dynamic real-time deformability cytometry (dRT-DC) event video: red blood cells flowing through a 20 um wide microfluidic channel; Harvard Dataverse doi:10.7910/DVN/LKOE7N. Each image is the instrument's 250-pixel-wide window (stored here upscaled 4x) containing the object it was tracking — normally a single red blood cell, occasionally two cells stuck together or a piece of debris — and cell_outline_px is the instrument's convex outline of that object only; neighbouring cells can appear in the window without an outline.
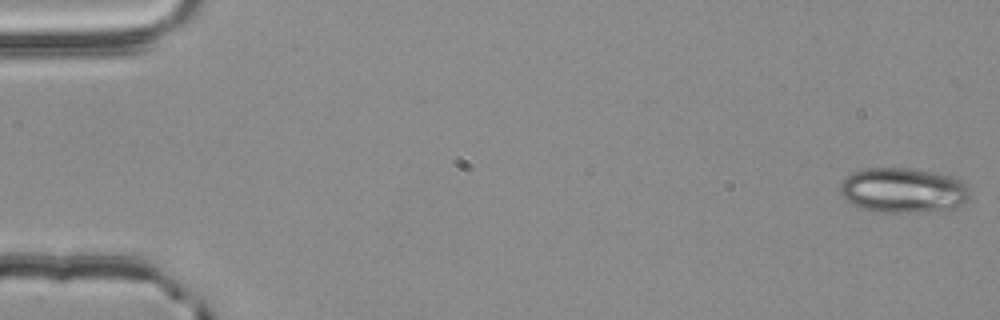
{"species": "common noctule bat (a hibernating species)", "species_latin": "Nyctalus noctula", "temperature_condition": "room temperature", "stored_images_in_passage": 55, "camera_frame_rate_fps": 3000, "um_per_image_px": 0.085, "animal": {"sex": "male", "body_mass_g": 20.4}, "frame": {"image": 1, "passage_image": 1, "time_ms": 0.0, "image_size_px": [1000, 320], "cell_outline_px": [[972, 196], [960, 208], [916, 212], [880, 212], [864, 208], [848, 200], [840, 192], [840, 184], [852, 172], [868, 168], [908, 168], [936, 172], [952, 176], [960, 180], [968, 188]], "centroid_in_image_um": [76.85, 16.17], "position_along_channel_um": 8.1, "area_um2": 33.99}}
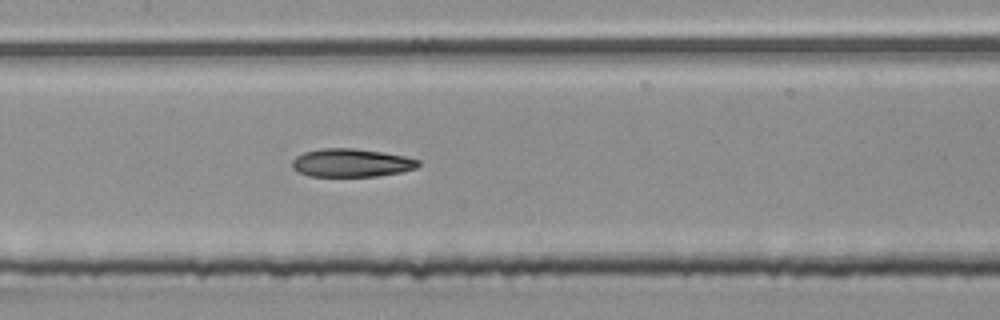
{"frame": {"image": 2, "passage_image": 27, "time_ms": 8.667, "image_size_px": [1000, 320], "cell_outline_px": [[420, 164], [416, 168], [400, 172], [376, 176], [308, 176], [296, 172], [292, 168], [292, 160], [296, 156], [304, 152], [320, 148], [352, 148], [384, 152], [404, 156], [420, 160]], "centroid_in_image_um": [29.83, 13.84], "position_along_channel_um": 177.6, "area_um2": 20.87}}
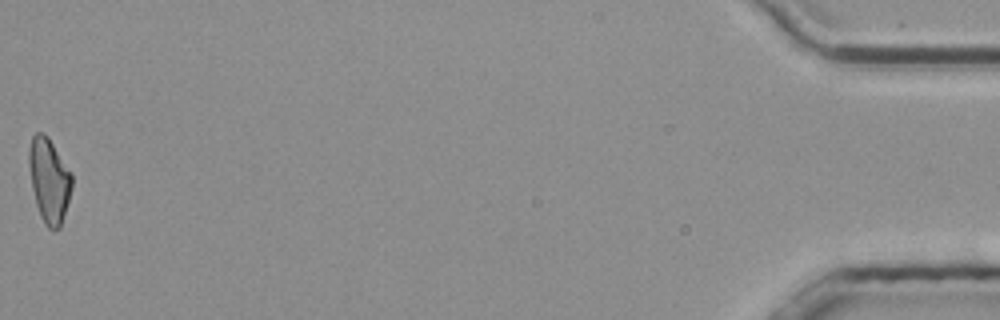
{"frame": {"image": 3, "passage_image": 55, "time_ms": 18.0, "image_size_px": [1000, 320], "cell_outline_px": [[72, 188], [60, 228], [48, 228], [44, 224], [40, 216], [36, 204], [32, 188], [28, 164], [28, 148], [32, 136], [36, 132], [44, 132], [48, 136], [72, 172]], "centroid_in_image_um": [4.17, 15.28], "position_along_channel_um": 431.0, "area_um2": 21.33}, "authors_computed_cell_mechanics": {"area_um2": 21.5016, "velocity_mm_per_s": 3.8388, "shape_relaxation_time_tau1_ms": 10.2516, "shape_relaxation_time_tau2_ms": 8.4326, "deformation_change_tau1": 0.2287, "deformation_change_tau2": 0.1712}}